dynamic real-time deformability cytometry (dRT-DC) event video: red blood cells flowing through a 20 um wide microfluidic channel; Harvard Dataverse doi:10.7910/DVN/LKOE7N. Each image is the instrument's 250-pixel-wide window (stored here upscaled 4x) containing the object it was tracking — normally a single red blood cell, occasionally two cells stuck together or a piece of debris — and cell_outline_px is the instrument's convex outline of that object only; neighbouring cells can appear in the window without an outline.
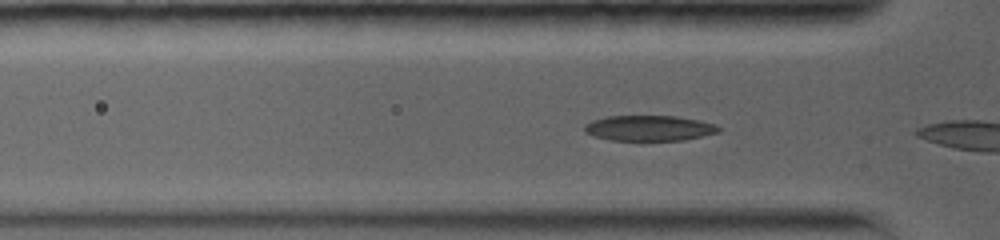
{"species": "common noctule bat (a hibernating species)", "species_latin": "Nyctalus noctula", "temperature_condition": "warm", "stored_images_in_passage": 3, "camera_frame_rate_fps": 5000, "um_per_image_px": 0.085, "animal": {"sex": "female", "body_mass_g": 19.0, "forearm_length_mm": 56.7}, "frame": {"image": 1, "passage_image": 2, "time_ms": 0.2, "image_size_px": [1000, 240], "cell_outline_px": [[720, 132], [684, 140], [612, 140], [592, 136], [584, 132], [584, 124], [592, 120], [608, 116], [676, 116], [716, 124], [720, 128]], "centroid_in_image_um": [55.15, 10.89], "position_along_channel_um": 70.7, "area_um2": 19.88}}